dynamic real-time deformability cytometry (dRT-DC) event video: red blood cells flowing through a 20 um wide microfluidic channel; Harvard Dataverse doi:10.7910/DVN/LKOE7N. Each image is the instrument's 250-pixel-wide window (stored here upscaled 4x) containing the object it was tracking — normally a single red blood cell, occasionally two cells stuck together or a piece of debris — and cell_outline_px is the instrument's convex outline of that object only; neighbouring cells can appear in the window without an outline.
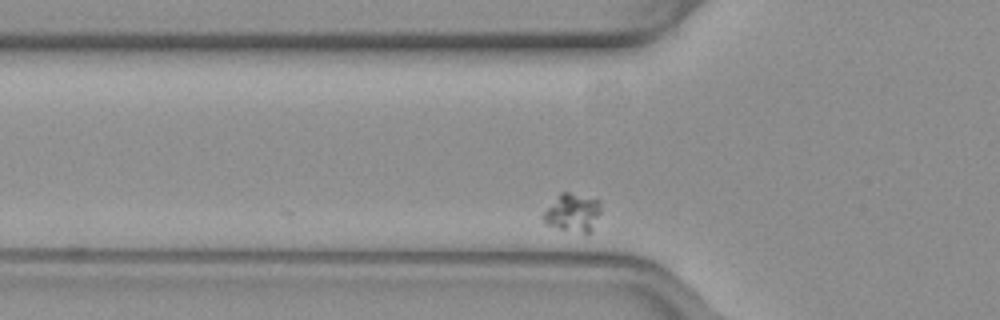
{"species": "common noctule bat (a hibernating species)", "species_latin": "Nyctalus noctula", "temperature_condition": "warm", "stored_images_in_passage": 4, "camera_frame_rate_fps": 3000, "um_per_image_px": 0.085, "animal": {"sex": "female", "body_mass_g": 19.3, "forearm_length_mm": 54.1}, "frame": {"image": 1, "passage_image": 2, "time_ms": 0.333, "image_size_px": [1000, 320], "cell_outline_px": [[600, 212], [592, 232], [588, 236], [544, 224], [540, 216], [560, 192], [568, 192], [600, 200]], "centroid_in_image_um": [48.67, 18.12], "position_along_channel_um": 77.1, "area_um2": 13.18}}